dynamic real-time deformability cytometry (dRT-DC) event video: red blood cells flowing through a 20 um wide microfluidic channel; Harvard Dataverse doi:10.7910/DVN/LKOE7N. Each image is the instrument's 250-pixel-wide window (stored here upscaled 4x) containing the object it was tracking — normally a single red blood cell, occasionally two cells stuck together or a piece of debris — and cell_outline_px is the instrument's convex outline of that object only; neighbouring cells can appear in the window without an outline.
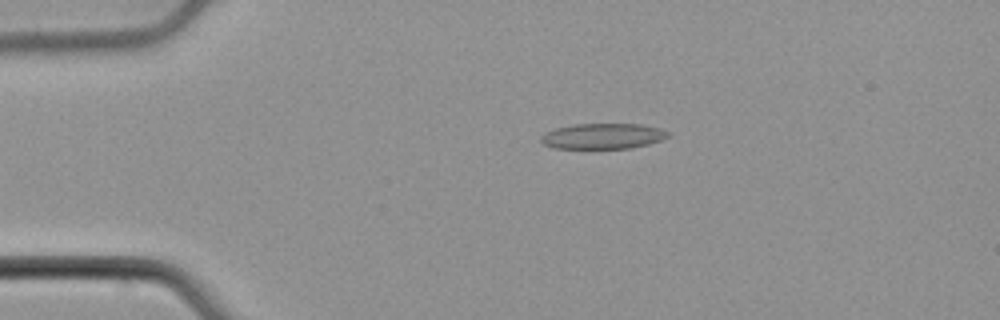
{"species": "common noctule bat (a hibernating species)", "species_latin": "Nyctalus noctula", "temperature_condition": "cold", "stored_images_in_passage": 50, "camera_frame_rate_fps": 3000, "um_per_image_px": 0.085, "animal": {"sex": "male", "body_mass_g": 21.5, "forearm_length_mm": 52.0}, "frame": {"image": 1, "passage_image": 7, "time_ms": 2.0, "image_size_px": [1000, 320], "cell_outline_px": [[668, 136], [660, 140], [648, 144], [632, 148], [552, 148], [544, 144], [540, 140], [540, 136], [544, 132], [556, 128], [572, 124], [640, 124], [660, 128], [668, 132]], "centroid_in_image_um": [51.2, 11.57], "position_along_channel_um": 33.8, "area_um2": 18.9}}
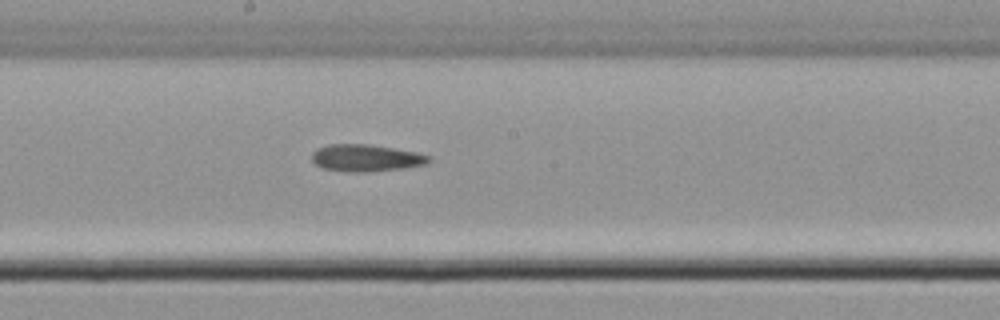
{"frame": {"image": 2, "passage_image": 25, "time_ms": 8.0, "image_size_px": [1000, 320], "cell_outline_px": [[432, 160], [428, 164], [404, 168], [364, 172], [356, 172], [324, 168], [316, 164], [312, 160], [312, 152], [316, 148], [328, 144], [368, 144], [416, 152], [432, 156]], "centroid_in_image_um": [31.14, 13.41], "position_along_channel_um": 217.1, "area_um2": 18.38}}
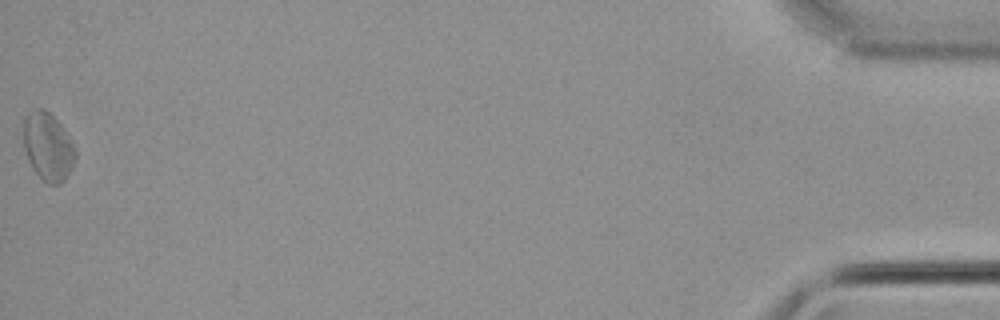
{"frame": {"image": 3, "passage_image": 50, "time_ms": 16.333, "image_size_px": [1000, 320], "cell_outline_px": [[76, 156], [72, 168], [64, 180], [60, 184], [48, 184], [32, 168], [28, 160], [24, 148], [24, 120], [28, 112], [32, 108], [44, 108], [60, 124], [76, 148]], "centroid_in_image_um": [4.07, 12.46], "position_along_channel_um": 431.1, "area_um2": 20.46}}